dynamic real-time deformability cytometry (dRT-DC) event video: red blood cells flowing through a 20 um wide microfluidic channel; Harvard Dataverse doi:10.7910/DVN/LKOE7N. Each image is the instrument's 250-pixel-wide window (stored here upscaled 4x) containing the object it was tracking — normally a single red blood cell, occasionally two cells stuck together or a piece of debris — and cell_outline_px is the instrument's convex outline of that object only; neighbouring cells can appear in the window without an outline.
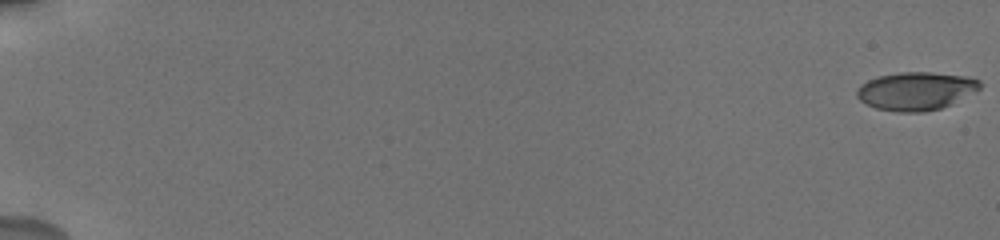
{"species": "human", "species_latin": "Homo sapiens", "temperature_condition": "cold", "stored_images_in_passage": 53, "camera_frame_rate_fps": 3000, "um_per_image_px": 0.085, "donor": {"sex": "male"}, "frame": {"image": 1, "passage_image": 1, "time_ms": 0.0, "image_size_px": [1000, 240], "cell_outline_px": [[980, 88], [940, 108], [924, 112], [896, 112], [876, 108], [860, 100], [856, 96], [856, 88], [860, 84], [868, 80], [880, 76], [900, 72], [932, 72], [964, 76], [980, 80]], "centroid_in_image_um": [77.79, 7.73], "position_along_channel_um": 7.2, "area_um2": 26.99}}
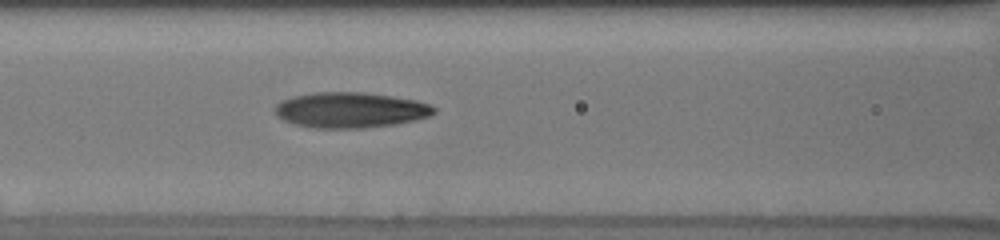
{"frame": {"image": 2, "passage_image": 26, "time_ms": 9.0, "image_size_px": [1000, 240], "cell_outline_px": [[436, 112], [428, 116], [416, 120], [396, 124], [364, 128], [316, 128], [296, 124], [284, 120], [276, 116], [276, 104], [292, 96], [312, 92], [364, 92], [392, 96], [416, 100], [432, 104], [436, 108]], "centroid_in_image_um": [29.82, 9.35], "position_along_channel_um": 136.8, "area_um2": 33.0}}
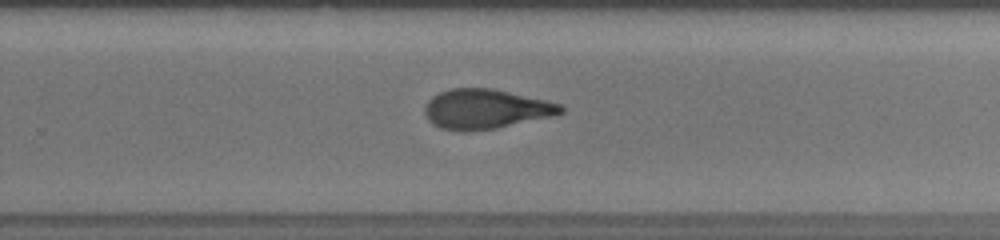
{"frame": {"image": 3, "passage_image": 37, "time_ms": 13.0, "image_size_px": [1000, 240], "cell_outline_px": [[564, 112], [552, 116], [496, 128], [464, 132], [460, 132], [440, 128], [432, 124], [428, 120], [424, 112], [424, 108], [428, 100], [432, 96], [440, 92], [452, 88], [492, 88], [564, 104]], "centroid_in_image_um": [41.27, 9.27], "position_along_channel_um": 288.5, "area_um2": 31.62}, "authors_computed_cell_mechanics": {"area_um2": 30.634, "velocity_mm_per_s": 3.8017, "shape_relaxation_time_tau1_ms": 5.459, "shape_relaxation_time_tau2_ms": 1.9884, "deformation_change_tau1": 0.1948, "deformation_change_tau2": 0.1017}}